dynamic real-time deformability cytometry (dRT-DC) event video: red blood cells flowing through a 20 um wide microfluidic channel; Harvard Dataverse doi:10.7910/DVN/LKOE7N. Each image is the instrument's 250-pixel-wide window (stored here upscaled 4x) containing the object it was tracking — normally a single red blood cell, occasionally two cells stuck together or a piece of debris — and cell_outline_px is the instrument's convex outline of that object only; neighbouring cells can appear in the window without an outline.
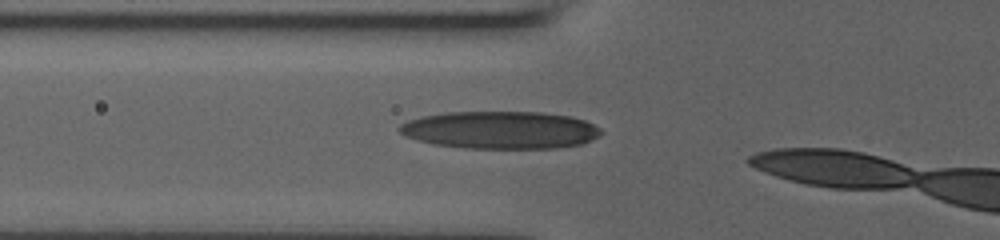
{"species": "human", "species_latin": "Homo sapiens", "temperature_condition": "room temperature", "stored_images_in_passage": 3, "camera_frame_rate_fps": 3000, "um_per_image_px": 0.085, "donor": {"sex": "male"}, "frame": {"image": 1, "passage_image": 2, "time_ms": 0.333, "image_size_px": [1000, 240], "cell_outline_px": [[604, 132], [600, 136], [584, 144], [556, 148], [464, 148], [432, 144], [416, 140], [404, 136], [400, 132], [400, 124], [408, 120], [424, 116], [448, 112], [540, 112], [572, 116], [584, 120], [600, 128]], "centroid_in_image_um": [42.56, 11.05], "position_along_channel_um": 83.2, "area_um2": 44.39}}